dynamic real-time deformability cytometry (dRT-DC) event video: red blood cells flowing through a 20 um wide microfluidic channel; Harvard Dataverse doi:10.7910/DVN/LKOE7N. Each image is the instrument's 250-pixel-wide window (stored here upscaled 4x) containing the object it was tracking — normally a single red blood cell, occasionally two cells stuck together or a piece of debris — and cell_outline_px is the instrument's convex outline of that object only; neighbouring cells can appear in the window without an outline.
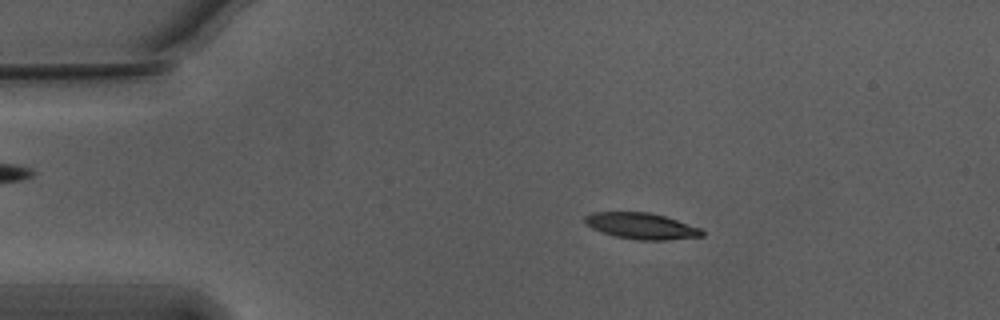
{"species": "Egyptian fruit bat (a non-hibernating species)", "species_latin": "Rousettus aegyptiacus", "temperature_condition": "warm", "stored_images_in_passage": 55, "camera_frame_rate_fps": 3000, "um_per_image_px": 0.085, "animal": {"sex": "male"}, "frame": {"image": 1, "passage_image": 10, "time_ms": 3.0, "image_size_px": [1000, 320], "cell_outline_px": [[704, 236], [668, 240], [636, 240], [616, 236], [592, 228], [584, 220], [584, 216], [592, 212], [648, 212], [664, 216], [700, 228], [704, 232]], "centroid_in_image_um": [54.53, 19.21], "position_along_channel_um": 30.5, "area_um2": 17.69}}
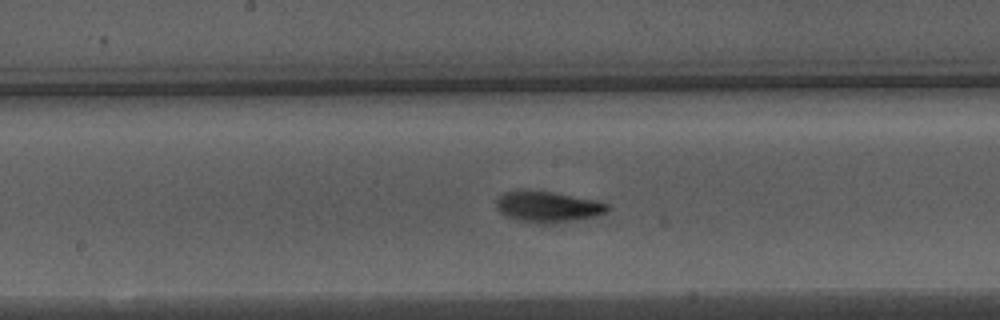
{"frame": {"image": 2, "passage_image": 28, "time_ms": 9.0, "image_size_px": [1000, 320], "cell_outline_px": [[612, 208], [608, 212], [600, 216], [544, 224], [540, 224], [516, 220], [500, 212], [496, 208], [496, 200], [504, 192], [552, 192], [596, 200], [608, 204]], "centroid_in_image_um": [46.64, 17.6], "position_along_channel_um": 201.6, "area_um2": 19.77}}
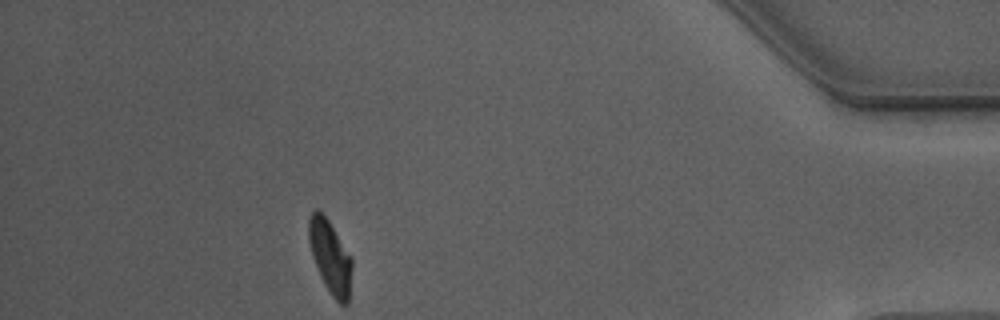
{"frame": {"image": 3, "passage_image": 49, "time_ms": 16.0, "image_size_px": [1000, 320], "cell_outline_px": [[352, 268], [348, 304], [340, 304], [332, 296], [324, 284], [320, 276], [312, 256], [308, 240], [308, 220], [312, 212], [316, 208], [328, 220], [352, 256]], "centroid_in_image_um": [28.07, 21.83], "position_along_channel_um": 407.1, "area_um2": 18.44}, "authors_computed_cell_mechanics": {"area_um2": 18.7272, "velocity_mm_per_s": 3.7265, "shape_relaxation_time_tau1_ms": 2.9518, "shape_relaxation_time_tau2_ms": 2.1729, "deformation_change_tau1": 0.1459, "deformation_change_tau2": 0.0731}}